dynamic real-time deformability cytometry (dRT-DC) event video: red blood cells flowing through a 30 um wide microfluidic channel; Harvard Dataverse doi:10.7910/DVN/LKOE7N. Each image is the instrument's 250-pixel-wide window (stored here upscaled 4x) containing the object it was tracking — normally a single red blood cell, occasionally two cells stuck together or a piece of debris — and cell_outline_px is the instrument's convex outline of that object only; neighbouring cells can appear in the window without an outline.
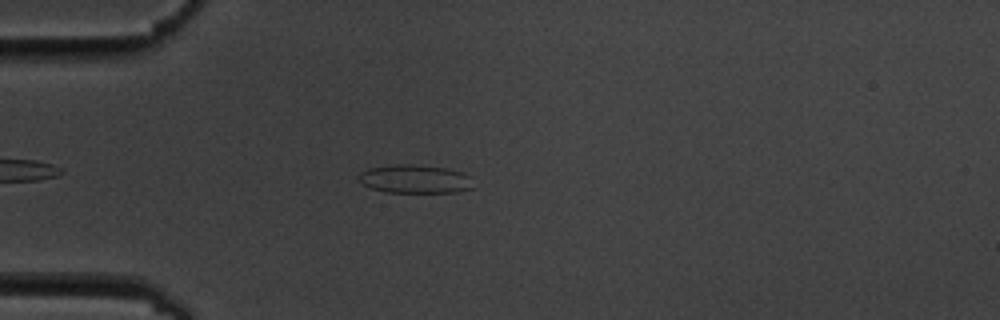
{"species": "common noctule bat (a hibernating species)", "species_latin": "Nyctalus noctula", "temperature_condition": "cold", "stored_images_in_passage": 4, "camera_frame_rate_fps": 3000, "um_per_image_px": 0.085, "animal": {"sex": "male", "body_mass_g": 19.5, "forearm_length_mm": 54.6}, "frame": {"image": 1, "passage_image": 4, "time_ms": 3.667, "image_size_px": [1000, 320], "cell_outline_px": [[476, 188], [460, 192], [384, 192], [372, 188], [364, 184], [360, 180], [360, 172], [368, 168], [392, 164], [416, 164], [448, 168], [464, 172], [472, 176]], "centroid_in_image_um": [35.39, 15.21], "position_along_channel_um": 49.6, "area_um2": 19.48}}